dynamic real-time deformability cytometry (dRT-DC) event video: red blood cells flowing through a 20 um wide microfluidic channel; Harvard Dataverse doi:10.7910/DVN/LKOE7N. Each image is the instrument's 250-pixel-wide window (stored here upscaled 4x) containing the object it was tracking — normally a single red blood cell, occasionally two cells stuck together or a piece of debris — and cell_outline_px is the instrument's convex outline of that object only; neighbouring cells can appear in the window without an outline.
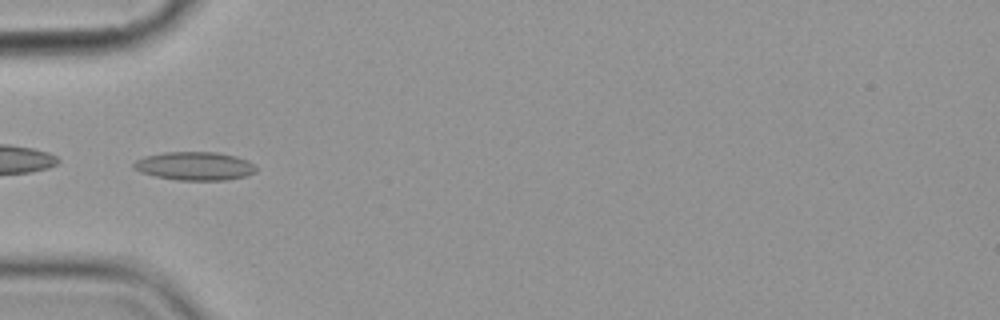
{"species": "common noctule bat (a hibernating species)", "species_latin": "Nyctalus noctula", "temperature_condition": "cold", "stored_images_in_passage": 11, "camera_frame_rate_fps": 3000, "um_per_image_px": 0.085, "animal": {"sex": "female", "body_mass_g": 19.9}, "frame": {"image": 1, "passage_image": 7, "time_ms": 8.0, "image_size_px": [1000, 320], "cell_outline_px": [[256, 172], [244, 176], [228, 180], [176, 180], [156, 176], [140, 172], [132, 168], [132, 164], [136, 160], [144, 156], [164, 152], [216, 152], [236, 156], [252, 164], [256, 168]], "centroid_in_image_um": [16.5, 14.11], "position_along_channel_um": 68.5, "area_um2": 20.23}}
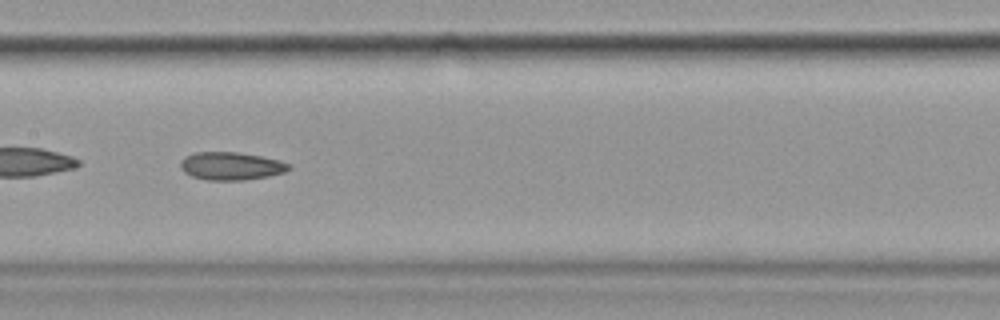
{"frame": {"image": 2, "passage_image": 10, "time_ms": 11.333, "image_size_px": [1000, 320], "cell_outline_px": [[292, 168], [284, 172], [268, 176], [244, 180], [208, 180], [192, 176], [184, 172], [180, 168], [180, 160], [184, 156], [196, 152], [236, 152], [260, 156], [280, 160], [288, 164]], "centroid_in_image_um": [19.61, 14.11], "position_along_channel_um": 187.8, "area_um2": 17.63}}
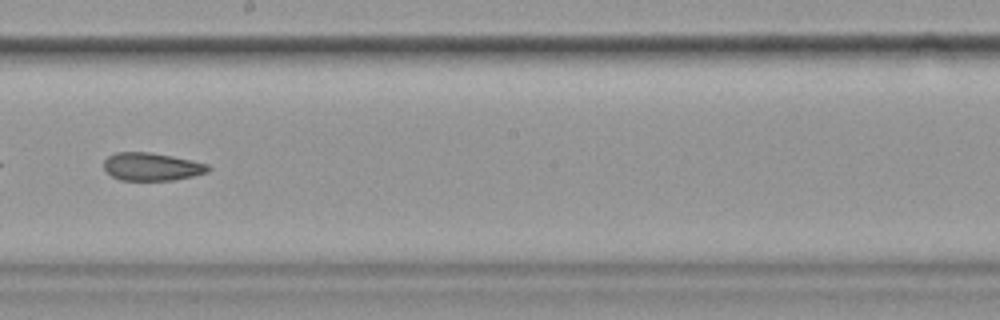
{"frame": {"image": 3, "passage_image": 11, "time_ms": 12.667, "image_size_px": [1000, 320], "cell_outline_px": [[208, 172], [192, 176], [172, 180], [120, 180], [112, 176], [104, 168], [104, 160], [108, 156], [116, 152], [148, 152], [172, 156], [192, 160], [208, 164]], "centroid_in_image_um": [12.88, 14.16], "position_along_channel_um": 235.3, "area_um2": 16.82}}